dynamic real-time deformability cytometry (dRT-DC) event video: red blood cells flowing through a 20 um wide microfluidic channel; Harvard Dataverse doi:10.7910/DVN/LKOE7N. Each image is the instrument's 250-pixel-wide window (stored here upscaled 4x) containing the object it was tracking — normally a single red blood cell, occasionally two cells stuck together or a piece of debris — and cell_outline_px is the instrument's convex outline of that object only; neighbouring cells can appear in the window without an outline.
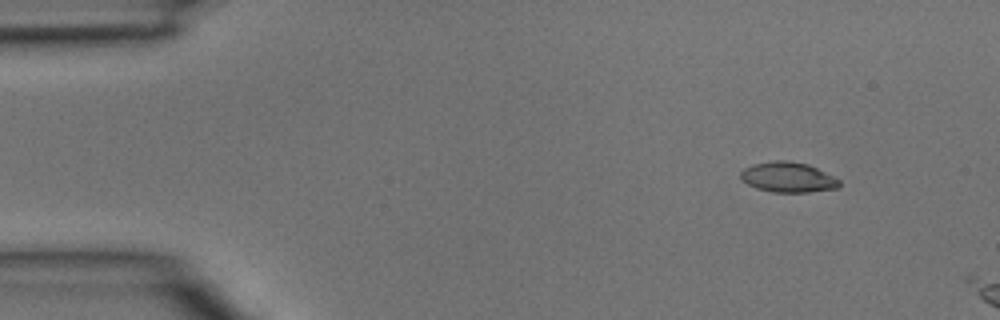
{"species": "common noctule bat (a hibernating species)", "species_latin": "Nyctalus noctula", "temperature_condition": "room temperature", "stored_images_in_passage": 3, "camera_frame_rate_fps": 3000, "um_per_image_px": 0.085, "animal": {"sex": "male", "body_mass_g": 15.6}, "frame": {"image": 1, "passage_image": 2, "time_ms": 0.333, "image_size_px": [1000, 320], "cell_outline_px": [[840, 188], [808, 192], [772, 192], [756, 188], [740, 180], [740, 172], [744, 168], [752, 164], [776, 160], [784, 160], [808, 164], [840, 180]], "centroid_in_image_um": [66.95, 15.07], "position_along_channel_um": 18.0, "area_um2": 17.4}}